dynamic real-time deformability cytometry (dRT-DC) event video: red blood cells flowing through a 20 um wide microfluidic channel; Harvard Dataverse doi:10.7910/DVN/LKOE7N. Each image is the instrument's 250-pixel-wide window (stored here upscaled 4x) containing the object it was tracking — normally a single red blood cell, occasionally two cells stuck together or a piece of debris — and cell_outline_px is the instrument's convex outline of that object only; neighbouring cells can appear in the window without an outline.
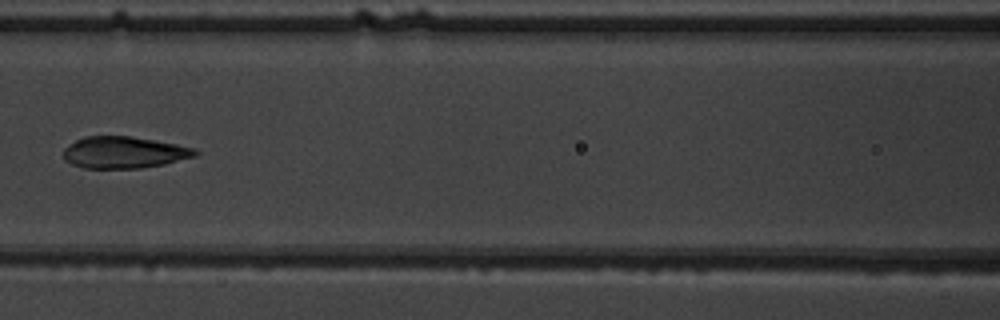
{"species": "common noctule bat (a hibernating species)", "species_latin": "Nyctalus noctula", "temperature_condition": "warm", "stored_images_in_passage": 8, "camera_frame_rate_fps": 3000, "um_per_image_px": 0.085, "animal": {"sex": "male", "body_mass_g": 19.5, "forearm_length_mm": 54.6}, "frame": {"image": 1, "passage_image": 7, "time_ms": 7.0, "image_size_px": [1000, 320], "cell_outline_px": [[200, 152], [196, 156], [164, 164], [140, 168], [84, 168], [72, 164], [64, 160], [64, 148], [76, 140], [84, 136], [132, 136], [176, 144], [192, 148]], "centroid_in_image_um": [10.53, 12.95], "position_along_channel_um": 156.1, "area_um2": 24.28}}
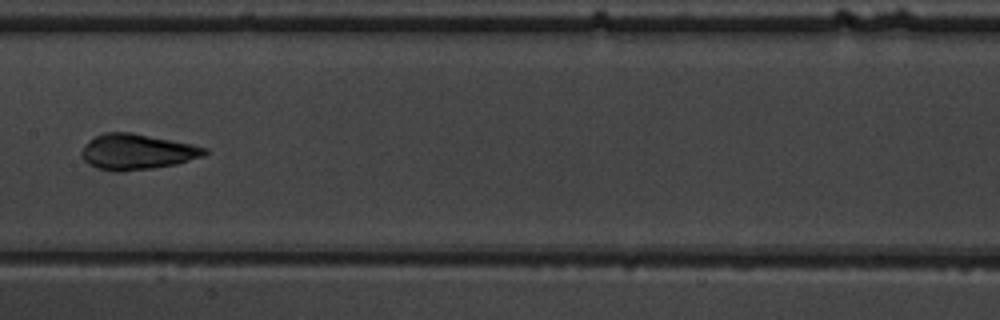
{"frame": {"image": 2, "passage_image": 8, "time_ms": 8.0, "image_size_px": [1000, 320], "cell_outline_px": [[208, 152], [204, 156], [176, 164], [152, 168], [120, 172], [116, 172], [96, 168], [88, 164], [80, 156], [80, 152], [84, 144], [88, 140], [104, 132], [132, 132], [192, 144], [208, 148]], "centroid_in_image_um": [11.61, 12.9], "position_along_channel_um": 195.8, "area_um2": 25.78}}